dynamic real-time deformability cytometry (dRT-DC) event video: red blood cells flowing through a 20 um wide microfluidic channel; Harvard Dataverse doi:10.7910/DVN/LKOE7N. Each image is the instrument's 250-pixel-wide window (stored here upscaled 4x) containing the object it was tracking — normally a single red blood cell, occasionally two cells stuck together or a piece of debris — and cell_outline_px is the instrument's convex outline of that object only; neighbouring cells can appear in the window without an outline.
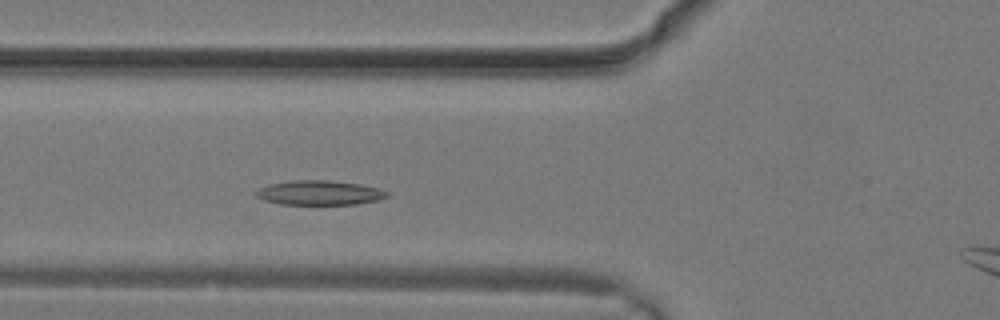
{"species": "common noctule bat (a hibernating species)", "species_latin": "Nyctalus noctula", "temperature_condition": "warm", "stored_images_in_passage": 6, "camera_frame_rate_fps": 3000, "um_per_image_px": 0.085, "animal": {"sex": "male", "body_mass_g": 19.2, "forearm_length_mm": 51.8}, "frame": {"image": 1, "passage_image": 6, "time_ms": 1.667, "image_size_px": [1000, 320], "cell_outline_px": [[388, 196], [380, 200], [356, 204], [280, 204], [264, 200], [256, 196], [252, 192], [268, 184], [292, 180], [332, 180], [360, 184], [380, 188], [388, 192]], "centroid_in_image_um": [27.15, 16.38], "position_along_channel_um": 98.6, "area_um2": 18.9}}